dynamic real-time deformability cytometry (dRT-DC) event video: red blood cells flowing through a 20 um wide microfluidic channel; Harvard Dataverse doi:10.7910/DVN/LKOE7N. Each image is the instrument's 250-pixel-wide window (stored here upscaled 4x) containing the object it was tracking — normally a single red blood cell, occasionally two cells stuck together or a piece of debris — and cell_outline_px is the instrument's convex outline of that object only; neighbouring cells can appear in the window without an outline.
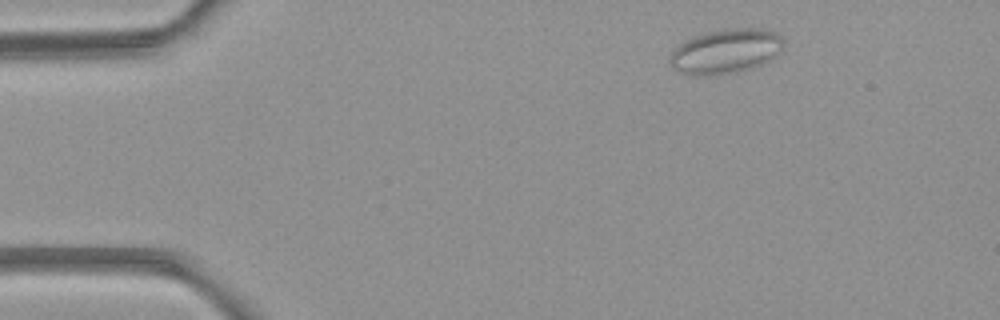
{"species": "common noctule bat (a hibernating species)", "species_latin": "Nyctalus noctula", "temperature_condition": "room temperature", "stored_images_in_passage": 3, "camera_frame_rate_fps": 3000, "um_per_image_px": 0.085, "animal": {"sex": "female", "body_mass_g": 21.9}, "frame": {"image": 1, "passage_image": 1, "time_ms": 0.0, "image_size_px": [1000, 320], "cell_outline_px": [[784, 44], [780, 52], [768, 60], [752, 68], [736, 72], [708, 76], [688, 76], [676, 72], [668, 64], [668, 56], [684, 40], [692, 36], [708, 32], [728, 28], [760, 28], [776, 32], [784, 40]], "centroid_in_image_um": [61.62, 4.37], "position_along_channel_um": 23.4, "area_um2": 30.0}}